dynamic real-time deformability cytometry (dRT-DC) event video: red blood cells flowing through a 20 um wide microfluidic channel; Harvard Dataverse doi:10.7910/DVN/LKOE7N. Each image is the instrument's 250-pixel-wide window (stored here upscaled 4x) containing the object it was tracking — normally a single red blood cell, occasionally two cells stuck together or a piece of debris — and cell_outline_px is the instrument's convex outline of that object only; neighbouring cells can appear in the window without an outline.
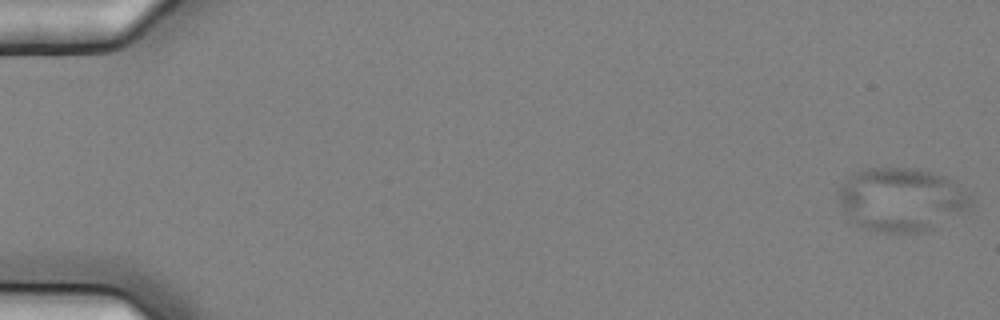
{"species": "common noctule bat (a hibernating species)", "species_latin": "Nyctalus noctula", "temperature_condition": "cold", "stored_images_in_passage": 8, "camera_frame_rate_fps": 3000, "um_per_image_px": 0.085, "animal": {"sex": "female", "body_mass_g": 25.1}, "frame": {"image": 1, "passage_image": 1, "time_ms": 0.0, "image_size_px": [1000, 320], "cell_outline_px": [[972, 200], [964, 208], [932, 228], [924, 232], [876, 232], [860, 228], [848, 220], [840, 208], [836, 192], [856, 172], [868, 168], [920, 168], [944, 176], [952, 180]], "centroid_in_image_um": [76.49, 16.96], "position_along_channel_um": 8.5, "area_um2": 48.38}}